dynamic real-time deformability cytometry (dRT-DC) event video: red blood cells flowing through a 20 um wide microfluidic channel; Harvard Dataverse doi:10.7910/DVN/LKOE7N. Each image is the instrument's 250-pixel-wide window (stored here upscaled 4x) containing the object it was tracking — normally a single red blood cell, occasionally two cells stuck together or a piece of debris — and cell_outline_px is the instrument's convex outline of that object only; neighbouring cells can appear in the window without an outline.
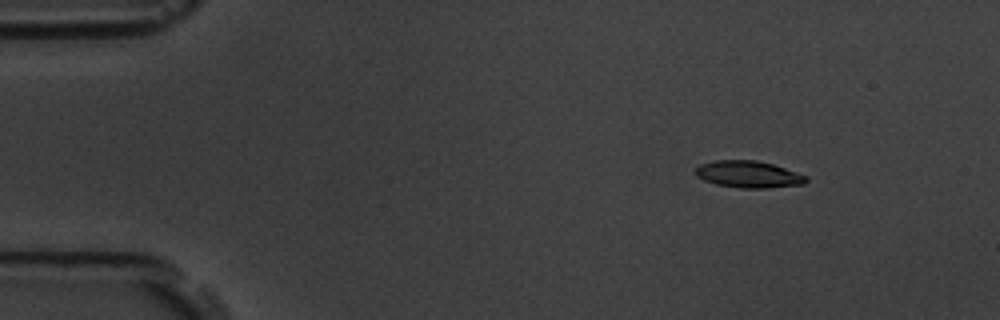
{"species": "common noctule bat (a hibernating species)", "species_latin": "Nyctalus noctula", "temperature_condition": "room temperature", "stored_images_in_passage": 6, "camera_frame_rate_fps": 3000, "um_per_image_px": 0.085, "animal": {"sex": "male", "body_mass_g": 19.5, "forearm_length_mm": 54.6}, "frame": {"image": 1, "passage_image": 3, "time_ms": 2.0, "image_size_px": [1000, 320], "cell_outline_px": [[808, 180], [804, 184], [768, 188], [740, 188], [716, 184], [704, 180], [696, 176], [692, 172], [700, 164], [716, 160], [756, 160], [772, 164], [808, 176]], "centroid_in_image_um": [63.6, 14.82], "position_along_channel_um": 21.4, "area_um2": 17.4}}
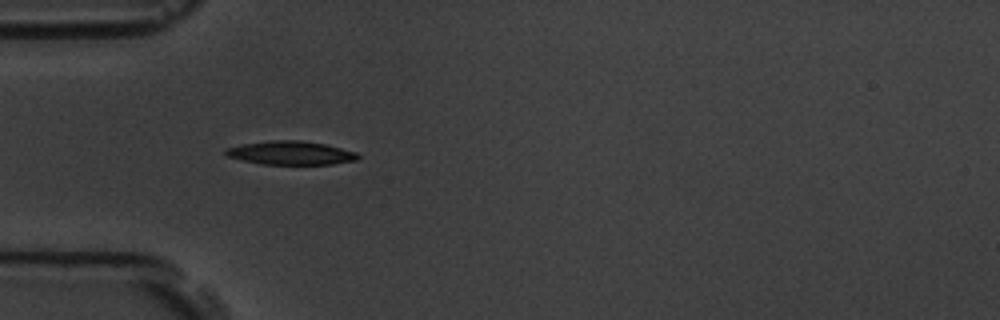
{"frame": {"image": 2, "passage_image": 5, "time_ms": 5.333, "image_size_px": [1000, 320], "cell_outline_px": [[360, 156], [356, 160], [332, 164], [260, 164], [228, 156], [224, 152], [224, 148], [244, 144], [272, 140], [300, 140], [324, 144], [356, 152]], "centroid_in_image_um": [24.7, 13.0], "position_along_channel_um": 60.3, "area_um2": 17.98}}
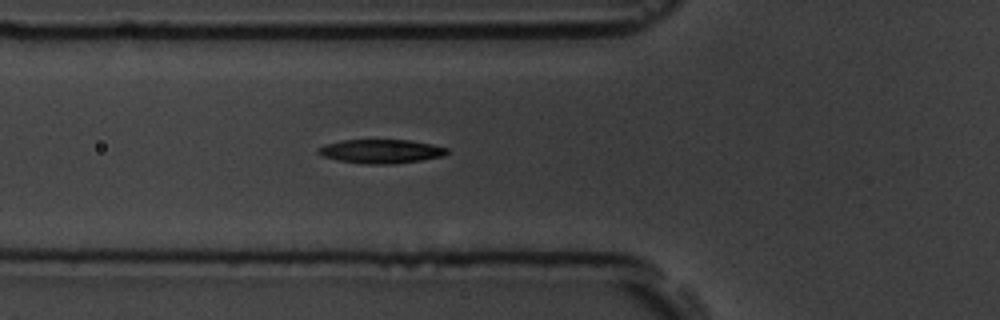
{"frame": {"image": 3, "passage_image": 6, "time_ms": 6.333, "image_size_px": [1000, 320], "cell_outline_px": [[448, 152], [444, 156], [396, 164], [364, 164], [336, 160], [320, 156], [316, 152], [316, 148], [324, 144], [340, 140], [408, 140], [432, 144], [448, 148]], "centroid_in_image_um": [32.32, 12.86], "position_along_channel_um": 93.5, "area_um2": 18.21}}